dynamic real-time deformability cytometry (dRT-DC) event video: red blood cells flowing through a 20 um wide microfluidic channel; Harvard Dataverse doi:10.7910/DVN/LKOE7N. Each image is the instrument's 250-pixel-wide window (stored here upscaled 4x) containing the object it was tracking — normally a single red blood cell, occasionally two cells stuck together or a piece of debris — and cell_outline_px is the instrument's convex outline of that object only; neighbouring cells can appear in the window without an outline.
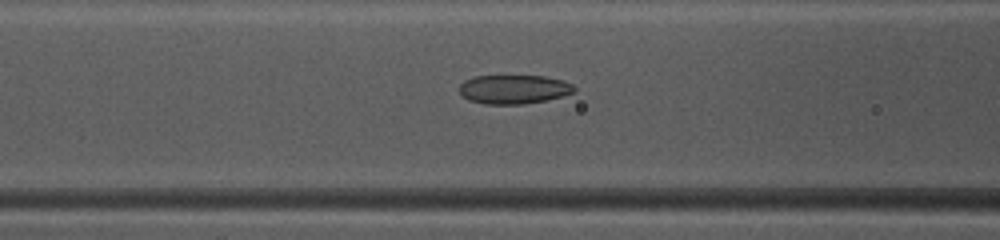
{"species": "common noctule bat (a hibernating species)", "species_latin": "Nyctalus noctula", "temperature_condition": "warm", "stored_images_in_passage": 48, "camera_frame_rate_fps": 3000, "um_per_image_px": 0.085, "animal": {"sex": "female", "body_mass_g": 10.0, "forearm_length_mm": 53.1}, "frame": {"image": 1, "passage_image": 20, "time_ms": 6.333, "image_size_px": [1000, 240], "cell_outline_px": [[576, 92], [564, 96], [548, 100], [524, 104], [488, 104], [468, 100], [460, 92], [460, 84], [464, 80], [476, 76], [544, 76], [564, 80], [572, 84], [576, 88]], "centroid_in_image_um": [43.73, 7.59], "position_along_channel_um": 122.9, "area_um2": 19.54}}
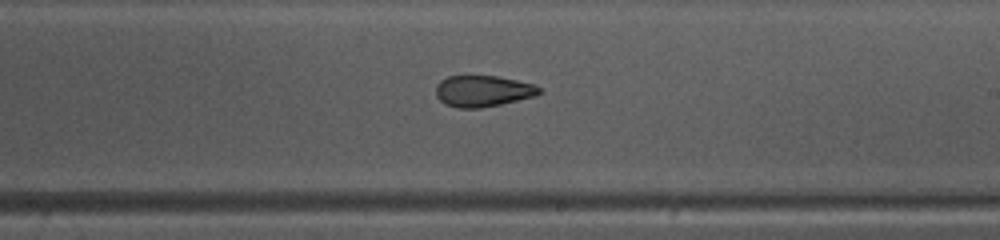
{"frame": {"image": 2, "passage_image": 29, "time_ms": 9.333, "image_size_px": [1000, 240], "cell_outline_px": [[540, 92], [536, 96], [500, 104], [480, 108], [460, 108], [444, 104], [436, 96], [436, 84], [440, 80], [448, 76], [496, 76], [536, 84], [540, 88]], "centroid_in_image_um": [41.03, 7.74], "position_along_channel_um": 248.0, "area_um2": 18.84}}
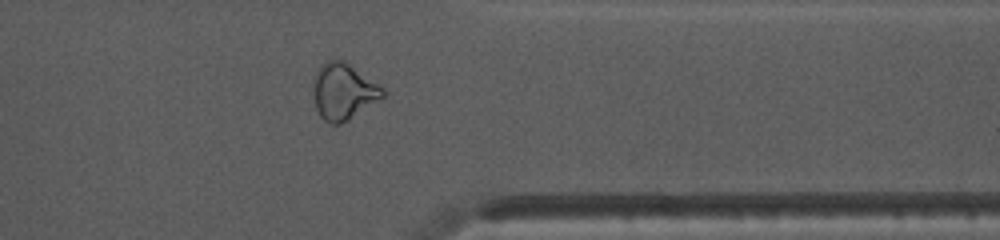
{"frame": {"image": 3, "passage_image": 39, "time_ms": 12.667, "image_size_px": [1000, 240], "cell_outline_px": [[384, 96], [340, 124], [328, 124], [320, 116], [316, 108], [316, 72], [320, 64], [328, 60], [344, 60], [384, 88]], "centroid_in_image_um": [29.2, 7.76], "position_along_channel_um": 382.2, "area_um2": 22.02}, "authors_computed_cell_mechanics": {"area_um2": 21.5016, "velocity_mm_per_s": 4.1638, "shape_relaxation_time_tau1_ms": null, "shape_relaxation_time_tau2_ms": 2.6642, "deformation_change_tau1": null, "deformation_change_tau2": 0.0745}}